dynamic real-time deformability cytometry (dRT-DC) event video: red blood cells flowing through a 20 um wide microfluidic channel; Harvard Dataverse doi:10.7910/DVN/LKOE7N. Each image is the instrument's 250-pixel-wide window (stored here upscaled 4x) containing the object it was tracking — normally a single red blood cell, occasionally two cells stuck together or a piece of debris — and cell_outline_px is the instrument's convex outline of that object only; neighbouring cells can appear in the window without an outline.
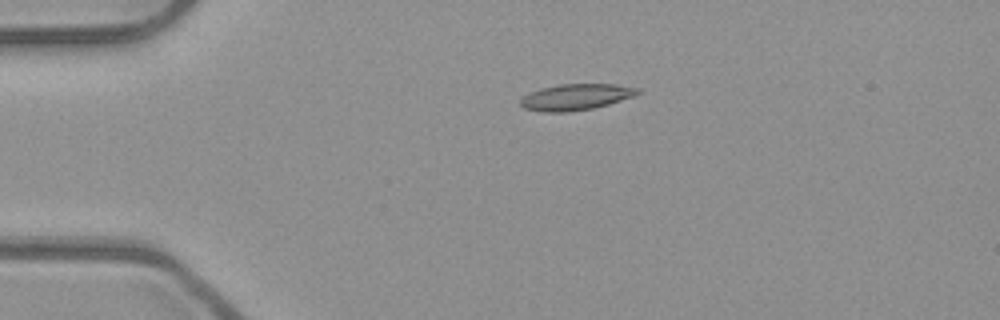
{"species": "common noctule bat (a hibernating species)", "species_latin": "Nyctalus noctula", "temperature_condition": "room temperature", "stored_images_in_passage": 2, "camera_frame_rate_fps": 3000, "um_per_image_px": 0.085, "animal": {"sex": "male", "body_mass_g": 23.1, "forearm_length_mm": 52.7}, "frame": {"image": 1, "passage_image": 1, "time_ms": 0.0, "image_size_px": [1000, 320], "cell_outline_px": [[640, 92], [632, 96], [608, 104], [592, 108], [568, 112], [544, 112], [524, 108], [520, 104], [520, 100], [524, 96], [540, 88], [560, 84], [616, 84], [640, 88]], "centroid_in_image_um": [48.94, 8.24], "position_along_channel_um": 36.1, "area_um2": 17.69}}